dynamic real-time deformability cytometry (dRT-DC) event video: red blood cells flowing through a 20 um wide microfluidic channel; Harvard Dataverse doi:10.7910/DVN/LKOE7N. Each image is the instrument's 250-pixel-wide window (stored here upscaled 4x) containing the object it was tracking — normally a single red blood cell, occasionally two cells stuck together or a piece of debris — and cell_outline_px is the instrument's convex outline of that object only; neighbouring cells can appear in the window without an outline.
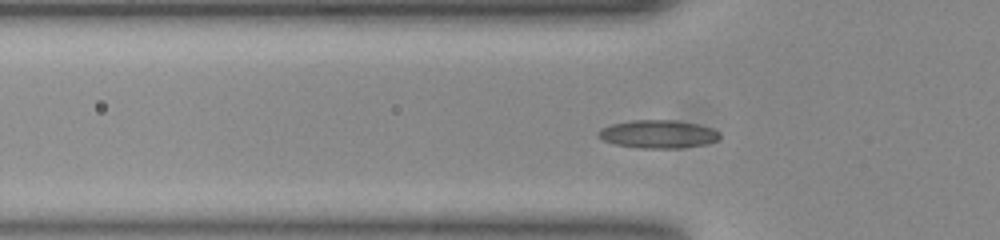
{"species": "common noctule bat (a hibernating species)", "species_latin": "Nyctalus noctula", "temperature_condition": "room temperature", "stored_images_in_passage": 52, "camera_frame_rate_fps": 3000, "um_per_image_px": 0.085, "animal": {"sex": "female", "body_mass_g": 23.0, "forearm_length_mm": 53.4}, "frame": {"image": 1, "passage_image": 15, "time_ms": 4.667, "image_size_px": [1000, 240], "cell_outline_px": [[720, 136], [716, 140], [704, 144], [680, 148], [640, 148], [616, 144], [604, 140], [596, 136], [596, 132], [600, 128], [612, 124], [632, 120], [676, 120], [696, 124], [712, 128], [720, 132]], "centroid_in_image_um": [55.9, 11.39], "position_along_channel_um": 69.9, "area_um2": 19.83}}
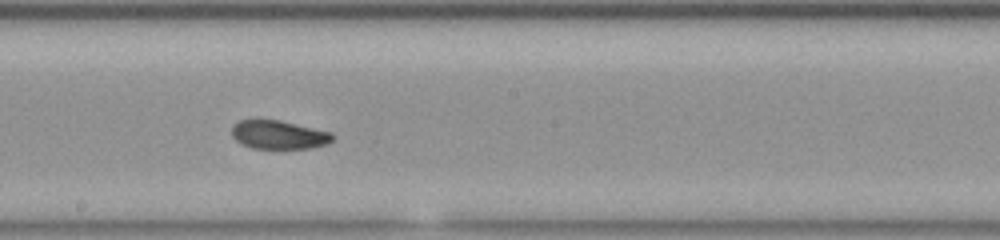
{"frame": {"image": 2, "passage_image": 27, "time_ms": 8.667, "image_size_px": [1000, 240], "cell_outline_px": [[336, 136], [328, 144], [312, 148], [252, 148], [240, 144], [232, 136], [232, 124], [240, 120], [280, 120], [332, 132]], "centroid_in_image_um": [23.71, 11.45], "position_along_channel_um": 224.5, "area_um2": 16.94}}
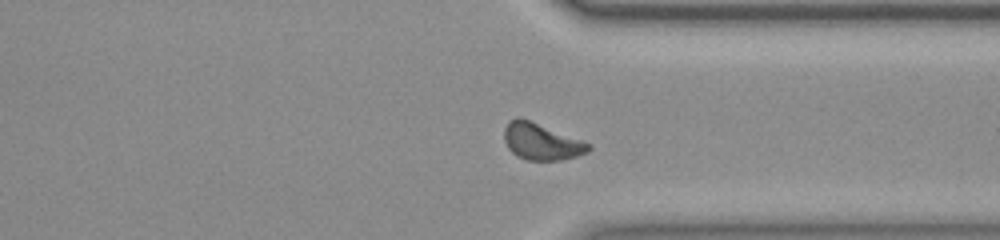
{"frame": {"image": 3, "passage_image": 38, "time_ms": 12.333, "image_size_px": [1000, 240], "cell_outline_px": [[592, 148], [588, 152], [576, 156], [560, 160], [528, 160], [516, 156], [508, 148], [504, 140], [504, 128], [508, 120], [516, 116], [520, 116], [592, 144]], "centroid_in_image_um": [45.99, 12.02], "position_along_channel_um": 365.4, "area_um2": 18.21}, "authors_computed_cell_mechanics": {"area_um2": 17.4845, "velocity_mm_per_s": 3.8568, "shape_relaxation_time_tau1_ms": null, "shape_relaxation_time_tau2_ms": 4.609, "deformation_change_tau1": null, "deformation_change_tau2": 0.0915}}